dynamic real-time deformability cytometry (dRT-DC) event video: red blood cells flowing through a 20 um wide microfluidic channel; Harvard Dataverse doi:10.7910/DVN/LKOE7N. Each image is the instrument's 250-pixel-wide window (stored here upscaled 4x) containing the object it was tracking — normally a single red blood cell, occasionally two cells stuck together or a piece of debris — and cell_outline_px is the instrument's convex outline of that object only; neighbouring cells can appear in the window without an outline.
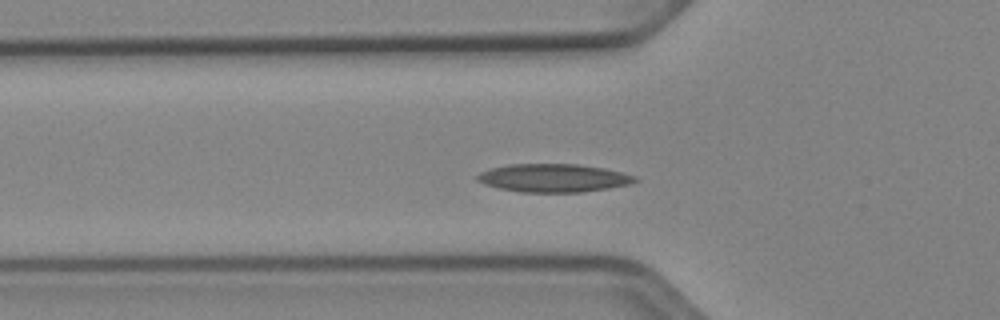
{"species": "Egyptian fruit bat (a non-hibernating species)", "species_latin": "Rousettus aegyptiacus", "temperature_condition": "cold", "stored_images_in_passage": 25, "camera_frame_rate_fps": 3000, "um_per_image_px": 0.085, "animal": {"sex": "female"}, "frame": {"image": 1, "passage_image": 2, "time_ms": 0.333, "image_size_px": [1000, 320], "cell_outline_px": [[640, 180], [632, 184], [608, 188], [580, 192], [520, 192], [500, 188], [484, 184], [476, 180], [476, 176], [480, 172], [492, 168], [508, 164], [580, 164], [604, 168], [636, 176]], "centroid_in_image_um": [47.07, 15.12], "position_along_channel_um": 78.7, "area_um2": 25.95}}
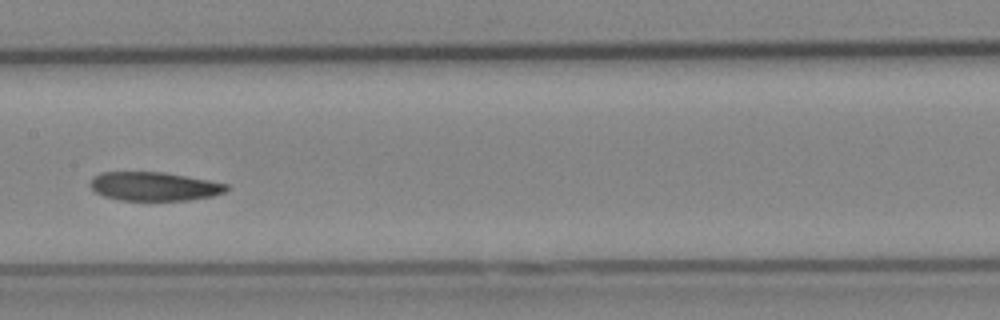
{"frame": {"image": 2, "passage_image": 11, "time_ms": 3.333, "image_size_px": [1000, 320], "cell_outline_px": [[232, 188], [224, 192], [212, 196], [188, 200], [120, 200], [104, 196], [96, 192], [88, 184], [92, 176], [100, 172], [164, 172], [208, 180], [228, 184]], "centroid_in_image_um": [13.09, 15.83], "position_along_channel_um": 194.3, "area_um2": 22.95}}
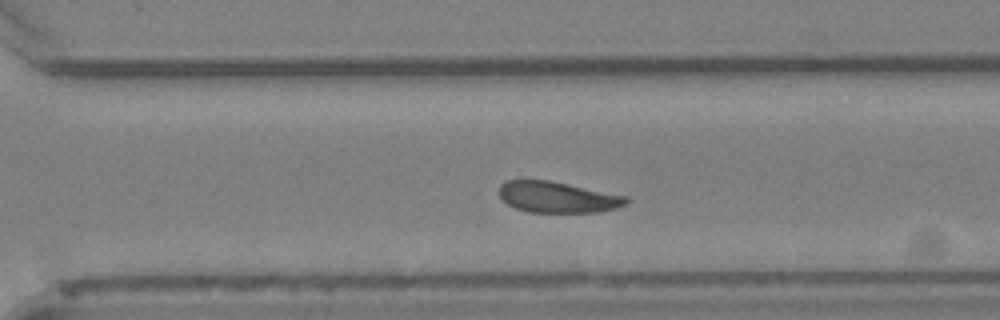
{"frame": {"image": 3, "passage_image": 21, "time_ms": 6.667, "image_size_px": [1000, 320], "cell_outline_px": [[628, 200], [624, 204], [616, 208], [600, 212], [528, 212], [516, 208], [508, 204], [500, 196], [500, 184], [508, 180], [548, 180], [628, 196]], "centroid_in_image_um": [47.39, 16.76], "position_along_channel_um": 323.2, "area_um2": 22.77}, "authors_computed_cell_mechanics": {"area_um2": 24.0448, "velocity_mm_per_s": 3.8577, "shape_relaxation_time_tau1_ms": 9.6058, "shape_relaxation_time_tau2_ms": 5.854, "deformation_change_tau1": 0.1602, "deformation_change_tau2": 0.1121}}